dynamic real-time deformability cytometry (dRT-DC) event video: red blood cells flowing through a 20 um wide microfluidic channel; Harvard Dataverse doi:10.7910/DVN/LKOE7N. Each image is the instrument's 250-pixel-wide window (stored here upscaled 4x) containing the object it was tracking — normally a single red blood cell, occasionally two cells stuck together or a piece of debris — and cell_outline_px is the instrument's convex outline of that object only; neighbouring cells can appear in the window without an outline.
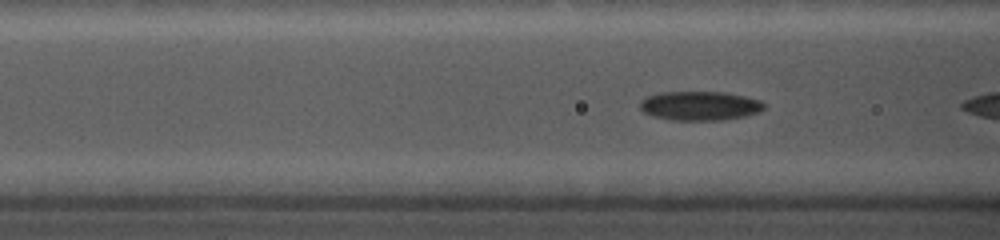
{"species": "common noctule bat (a hibernating species)", "species_latin": "Nyctalus noctula", "temperature_condition": "cold", "stored_images_in_passage": 39, "camera_frame_rate_fps": 5000, "um_per_image_px": 0.085, "animal": {"sex": "female", "body_mass_g": 19.0, "forearm_length_mm": 56.7}, "frame": {"image": 1, "passage_image": 6, "time_ms": 1.0, "image_size_px": [1000, 240], "cell_outline_px": [[764, 108], [760, 112], [744, 116], [720, 120], [672, 120], [652, 116], [644, 112], [640, 108], [640, 100], [648, 96], [660, 92], [724, 92], [744, 96], [760, 100], [764, 104]], "centroid_in_image_um": [59.47, 8.99], "position_along_channel_um": 107.1, "area_um2": 21.04}}
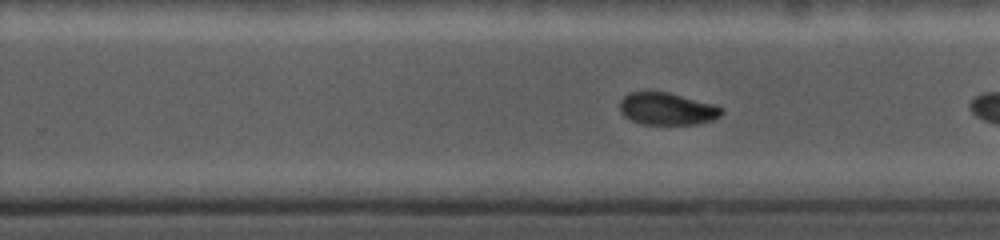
{"frame": {"image": 2, "passage_image": 28, "time_ms": 5.4, "image_size_px": [1000, 240], "cell_outline_px": [[724, 112], [720, 116], [712, 120], [696, 124], [640, 124], [624, 116], [620, 112], [620, 100], [628, 92], [668, 92], [716, 104], [724, 108]], "centroid_in_image_um": [56.73, 9.25], "position_along_channel_um": 273.1, "area_um2": 19.31}}
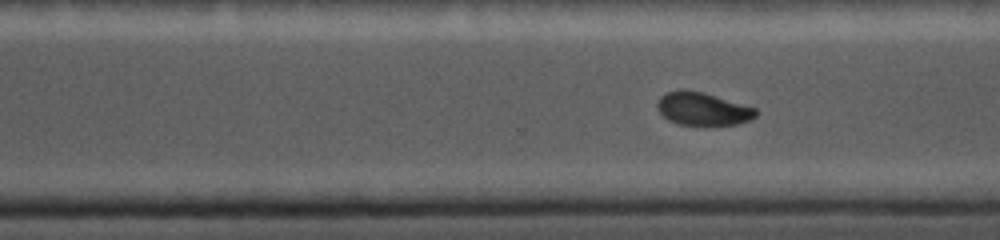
{"frame": {"image": 3, "passage_image": 33, "time_ms": 6.4, "image_size_px": [1000, 240], "cell_outline_px": [[760, 112], [756, 116], [748, 120], [736, 124], [680, 124], [668, 120], [660, 112], [656, 104], [660, 96], [668, 92], [680, 88], [704, 92], [756, 108]], "centroid_in_image_um": [59.73, 9.22], "position_along_channel_um": 310.9, "area_um2": 18.79}}